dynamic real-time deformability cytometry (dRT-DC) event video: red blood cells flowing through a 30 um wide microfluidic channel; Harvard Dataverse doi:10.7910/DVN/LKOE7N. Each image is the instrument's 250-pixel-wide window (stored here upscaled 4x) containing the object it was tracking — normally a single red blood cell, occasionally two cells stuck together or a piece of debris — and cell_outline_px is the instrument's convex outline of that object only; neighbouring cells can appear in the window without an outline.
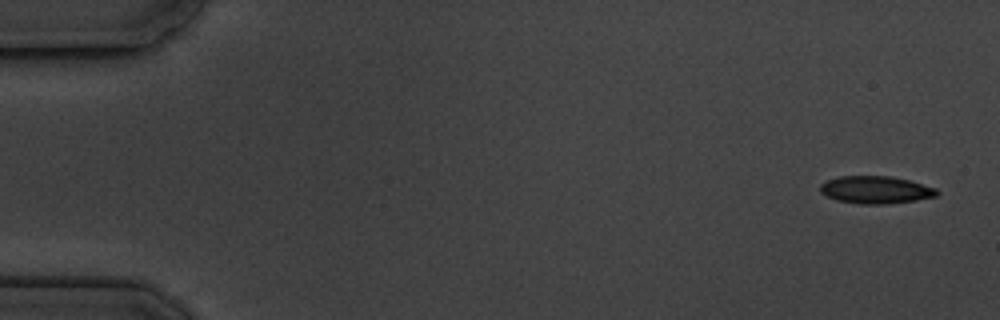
{"species": "common noctule bat (a hibernating species)", "species_latin": "Nyctalus noctula", "temperature_condition": "cold", "stored_images_in_passage": 5, "camera_frame_rate_fps": 3000, "um_per_image_px": 0.085, "animal": {"sex": "male", "body_mass_g": 19.5, "forearm_length_mm": 54.6}, "frame": {"image": 1, "passage_image": 5, "time_ms": 5.0, "image_size_px": [1000, 320], "cell_outline_px": [[940, 192], [936, 196], [916, 200], [884, 204], [860, 204], [836, 200], [820, 192], [820, 184], [828, 180], [840, 176], [892, 176], [908, 180], [936, 188]], "centroid_in_image_um": [74.43, 16.13], "position_along_channel_um": 10.6, "area_um2": 18.61}}